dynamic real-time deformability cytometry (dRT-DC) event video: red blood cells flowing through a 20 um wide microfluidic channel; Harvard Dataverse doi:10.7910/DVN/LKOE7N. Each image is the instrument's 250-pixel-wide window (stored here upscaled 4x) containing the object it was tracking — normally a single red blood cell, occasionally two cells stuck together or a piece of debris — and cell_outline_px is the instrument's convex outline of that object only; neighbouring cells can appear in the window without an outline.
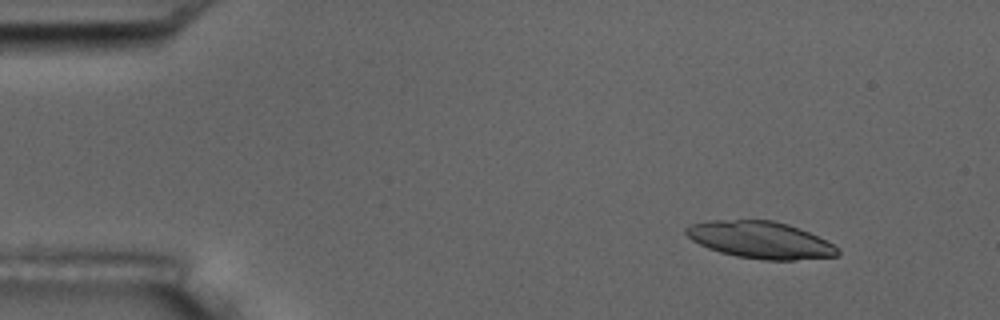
{"species": "common noctule bat (a hibernating species)", "species_latin": "Nyctalus noctula", "temperature_condition": "room temperature", "stored_images_in_passage": 4, "camera_frame_rate_fps": 3000, "um_per_image_px": 0.085, "animal": {"sex": "male", "body_mass_g": 17.5, "forearm_length_mm": 52.3}, "frame": {"image": 1, "passage_image": 1, "time_ms": 0.0, "image_size_px": [1000, 320], "cell_outline_px": [[840, 252], [836, 256], [796, 260], [764, 260], [736, 256], [720, 252], [708, 248], [692, 240], [684, 232], [684, 228], [688, 224], [708, 220], [772, 220], [788, 224], [808, 232], [840, 248]], "centroid_in_image_um": [64.59, 20.39], "position_along_channel_um": 20.4, "area_um2": 32.66}}